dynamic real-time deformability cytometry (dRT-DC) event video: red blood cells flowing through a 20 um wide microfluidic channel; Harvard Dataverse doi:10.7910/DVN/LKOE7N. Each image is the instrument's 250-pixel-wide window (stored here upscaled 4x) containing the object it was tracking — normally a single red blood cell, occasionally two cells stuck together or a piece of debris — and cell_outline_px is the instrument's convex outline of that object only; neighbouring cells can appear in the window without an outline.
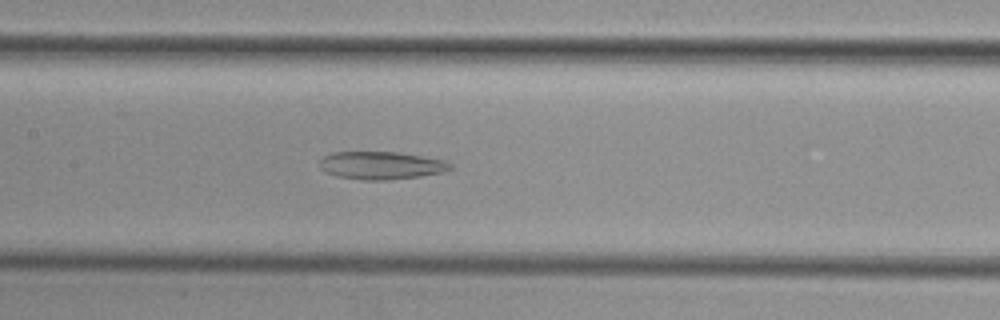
{"species": "common noctule bat (a hibernating species)", "species_latin": "Nyctalus noctula", "temperature_condition": "cold", "stored_images_in_passage": 40, "camera_frame_rate_fps": 3000, "um_per_image_px": 0.085, "animal": {"sex": "female", "body_mass_g": 29.2, "forearm_length_mm": 56.3}, "frame": {"image": 1, "passage_image": 17, "time_ms": 5.333, "image_size_px": [1000, 320], "cell_outline_px": [[452, 168], [444, 172], [420, 176], [388, 180], [360, 180], [336, 176], [324, 172], [320, 168], [320, 160], [324, 156], [332, 152], [396, 152], [444, 160], [452, 164]], "centroid_in_image_um": [32.37, 14.07], "position_along_channel_um": 175.0, "area_um2": 21.21}}
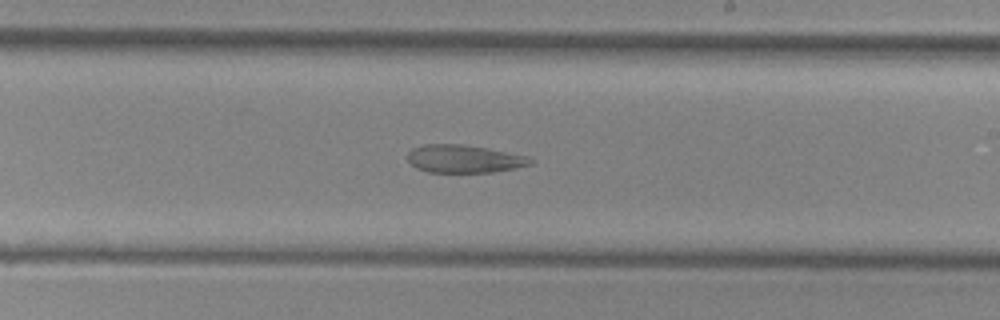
{"frame": {"image": 2, "passage_image": 23, "time_ms": 7.333, "image_size_px": [1000, 320], "cell_outline_px": [[532, 164], [492, 172], [428, 172], [416, 168], [408, 160], [408, 152], [412, 148], [424, 144], [464, 144], [488, 148], [528, 156], [532, 160]], "centroid_in_image_um": [39.42, 13.49], "position_along_channel_um": 249.6, "area_um2": 19.88}}
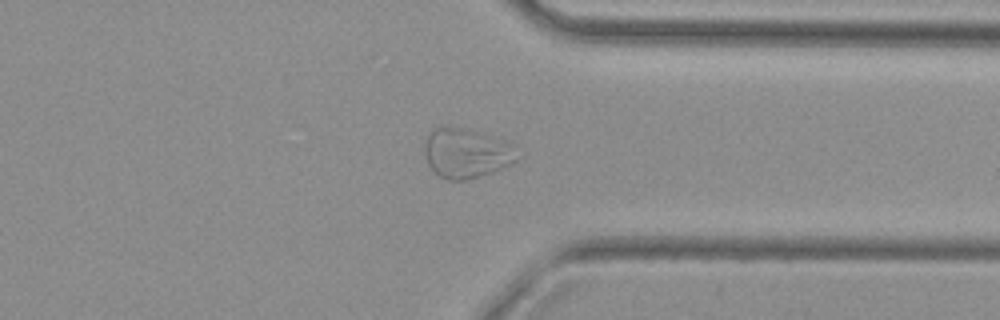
{"frame": {"image": 3, "passage_image": 33, "time_ms": 10.667, "image_size_px": [1000, 320], "cell_outline_px": [[516, 160], [492, 172], [468, 180], [448, 180], [440, 176], [428, 164], [424, 148], [428, 136], [440, 124], [464, 128], [480, 132], [504, 140], [512, 144]], "centroid_in_image_um": [39.6, 13.0], "position_along_channel_um": 371.8, "area_um2": 26.41}}